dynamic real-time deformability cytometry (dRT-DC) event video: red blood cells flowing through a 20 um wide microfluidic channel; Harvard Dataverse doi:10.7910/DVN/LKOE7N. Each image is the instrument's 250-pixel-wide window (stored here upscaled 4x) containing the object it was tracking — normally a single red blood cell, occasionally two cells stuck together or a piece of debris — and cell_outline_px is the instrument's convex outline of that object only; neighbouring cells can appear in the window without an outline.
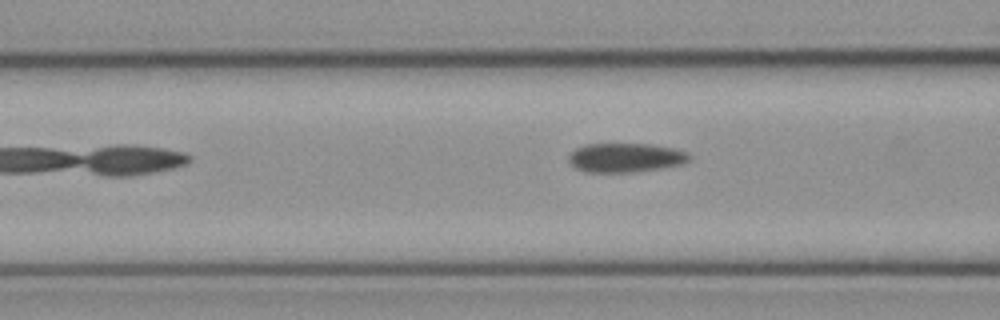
{"species": "common noctule bat (a hibernating species)", "species_latin": "Nyctalus noctula", "temperature_condition": "cold", "stored_images_in_passage": 4, "camera_frame_rate_fps": 3000, "um_per_image_px": 0.085, "animal": {"sex": "female", "body_mass_g": 21.9}, "frame": {"image": 1, "passage_image": 3, "time_ms": 0.667, "image_size_px": [1000, 320], "cell_outline_px": [[692, 160], [684, 164], [664, 168], [636, 172], [584, 172], [568, 164], [568, 156], [576, 148], [584, 144], [652, 144], [676, 148], [688, 152], [692, 156]], "centroid_in_image_um": [53.22, 13.4], "position_along_channel_um": 113.4, "area_um2": 21.04}}
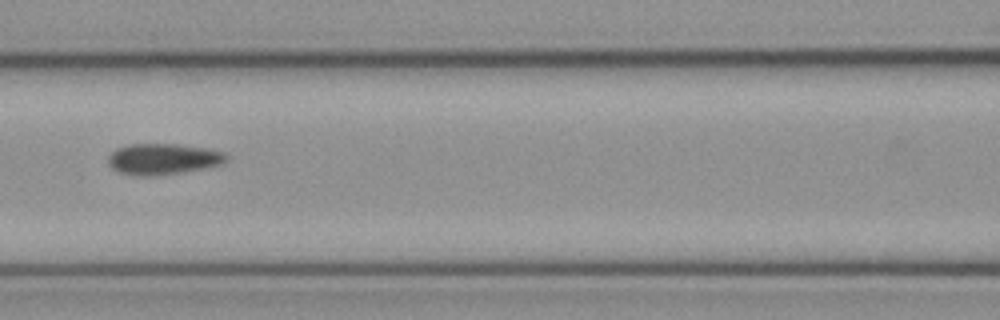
{"frame": {"image": 2, "passage_image": 4, "time_ms": 1.0, "image_size_px": [1000, 320], "cell_outline_px": [[228, 160], [220, 164], [208, 168], [156, 176], [132, 176], [120, 172], [112, 168], [108, 164], [108, 156], [116, 148], [132, 144], [176, 144], [208, 148], [224, 152], [228, 156]], "centroid_in_image_um": [13.87, 13.52], "position_along_channel_um": 152.7, "area_um2": 21.62}}